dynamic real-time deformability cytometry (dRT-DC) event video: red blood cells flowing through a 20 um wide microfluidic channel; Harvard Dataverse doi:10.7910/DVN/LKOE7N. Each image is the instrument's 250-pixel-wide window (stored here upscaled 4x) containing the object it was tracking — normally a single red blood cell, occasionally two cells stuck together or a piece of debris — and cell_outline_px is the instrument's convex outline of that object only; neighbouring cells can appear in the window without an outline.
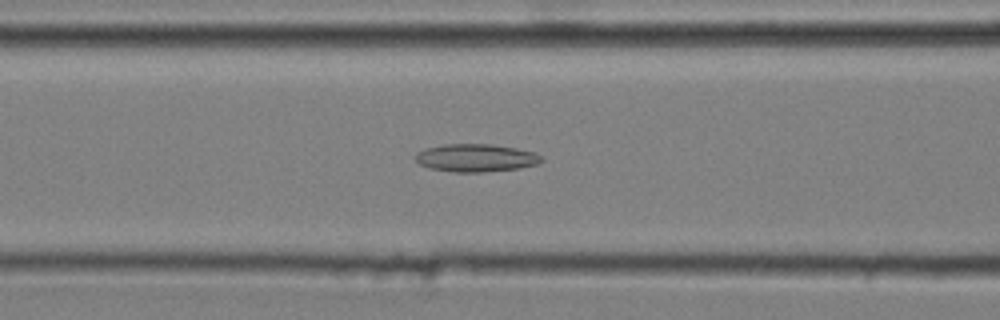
{"species": "common noctule bat (a hibernating species)", "species_latin": "Nyctalus noctula", "temperature_condition": "cold", "stored_images_in_passage": 24, "camera_frame_rate_fps": 3000, "um_per_image_px": 0.085, "animal": {"sex": "male", "body_mass_g": 20.4}, "frame": {"image": 1, "passage_image": 12, "time_ms": 3.667, "image_size_px": [1000, 320], "cell_outline_px": [[544, 160], [540, 164], [520, 168], [484, 172], [452, 172], [428, 168], [420, 164], [416, 160], [416, 152], [424, 148], [444, 144], [492, 144], [516, 148], [536, 152], [544, 156]], "centroid_in_image_um": [40.5, 13.42], "position_along_channel_um": 126.1, "area_um2": 20.81}}
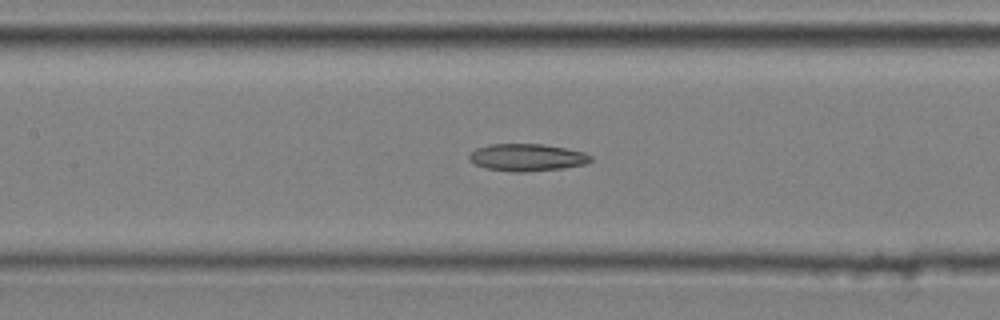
{"frame": {"image": 2, "passage_image": 15, "time_ms": 4.667, "image_size_px": [1000, 320], "cell_outline_px": [[592, 160], [584, 164], [564, 168], [524, 172], [516, 172], [484, 168], [476, 164], [468, 156], [476, 148], [488, 144], [544, 144], [584, 152], [592, 156]], "centroid_in_image_um": [44.81, 13.38], "position_along_channel_um": 162.6, "area_um2": 19.19}}
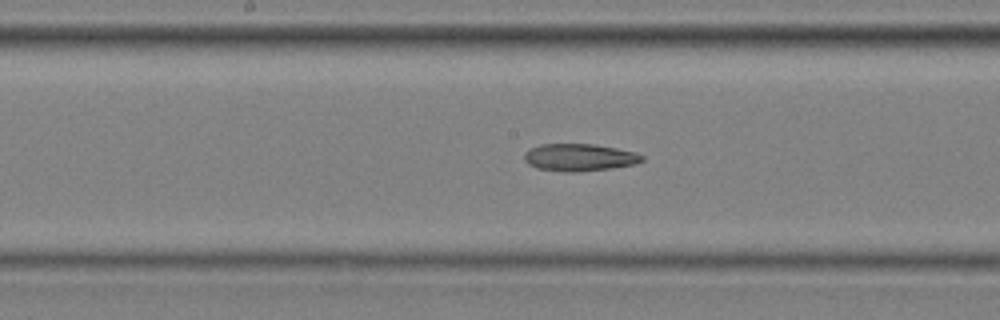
{"frame": {"image": 3, "passage_image": 18, "time_ms": 5.667, "image_size_px": [1000, 320], "cell_outline_px": [[644, 160], [636, 164], [612, 168], [576, 172], [564, 172], [536, 168], [528, 164], [524, 160], [524, 152], [540, 144], [592, 144], [616, 148], [636, 152], [644, 156]], "centroid_in_image_um": [49.25, 13.38], "position_along_channel_um": 198.9, "area_um2": 18.84}}